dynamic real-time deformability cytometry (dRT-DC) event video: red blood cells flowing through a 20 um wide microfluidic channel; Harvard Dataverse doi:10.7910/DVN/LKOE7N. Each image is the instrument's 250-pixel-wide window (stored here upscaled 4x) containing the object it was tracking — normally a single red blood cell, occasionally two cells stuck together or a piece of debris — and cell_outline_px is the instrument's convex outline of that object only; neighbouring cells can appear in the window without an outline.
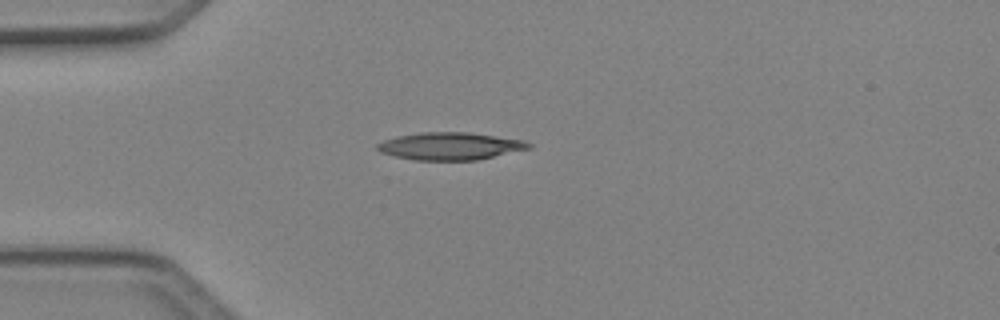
{"species": "Egyptian fruit bat (a non-hibernating species)", "species_latin": "Rousettus aegyptiacus", "temperature_condition": "cold", "stored_images_in_passage": 36, "camera_frame_rate_fps": 3000, "um_per_image_px": 0.085, "animal": {"sex": "female"}, "frame": {"image": 1, "passage_image": 1, "time_ms": 0.0, "image_size_px": [1000, 320], "cell_outline_px": [[532, 148], [476, 160], [416, 160], [396, 156], [380, 152], [376, 148], [376, 144], [384, 140], [396, 136], [420, 132], [468, 132], [524, 140], [532, 144]], "centroid_in_image_um": [38.26, 12.41], "position_along_channel_um": 46.7, "area_um2": 24.22}}
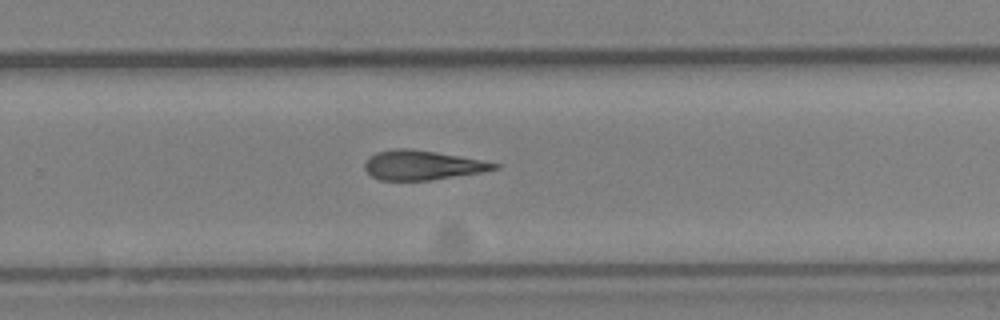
{"frame": {"image": 2, "passage_image": 20, "time_ms": 6.333, "image_size_px": [1000, 320], "cell_outline_px": [[500, 168], [484, 172], [432, 180], [380, 180], [372, 176], [364, 168], [364, 160], [368, 156], [376, 152], [396, 148], [412, 148], [436, 152], [480, 160], [500, 164]], "centroid_in_image_um": [35.87, 14.03], "position_along_channel_um": 293.9, "area_um2": 22.37}}
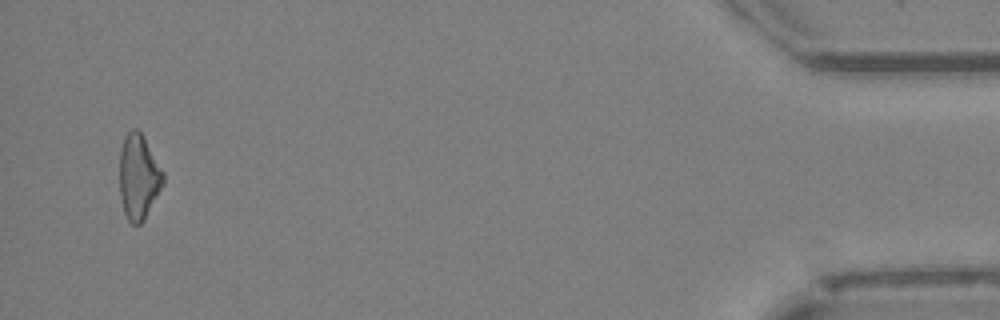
{"frame": {"image": 3, "passage_image": 35, "time_ms": 11.333, "image_size_px": [1000, 320], "cell_outline_px": [[164, 184], [144, 220], [140, 224], [132, 224], [128, 220], [124, 212], [120, 196], [120, 148], [124, 136], [132, 128], [136, 128], [140, 132], [164, 172]], "centroid_in_image_um": [11.78, 15.04], "position_along_channel_um": 423.4, "area_um2": 21.56}, "authors_computed_cell_mechanics": {"area_um2": 22.831, "velocity_mm_per_s": 4.194, "shape_relaxation_time_tau1_ms": 7.9315, "shape_relaxation_time_tau2_ms": null, "deformation_change_tau1": 0.2001, "deformation_change_tau2": null}}